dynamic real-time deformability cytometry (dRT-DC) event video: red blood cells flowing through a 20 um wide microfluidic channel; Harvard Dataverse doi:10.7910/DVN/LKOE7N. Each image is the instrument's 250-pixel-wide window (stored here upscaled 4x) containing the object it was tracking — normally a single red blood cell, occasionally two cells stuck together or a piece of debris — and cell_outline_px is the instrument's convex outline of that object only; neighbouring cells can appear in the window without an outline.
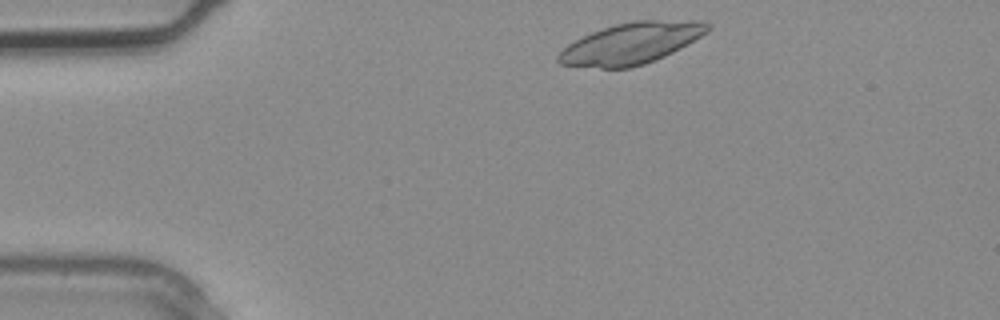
{"species": "common noctule bat (a hibernating species)", "species_latin": "Nyctalus noctula", "temperature_condition": "warm", "stored_images_in_passage": 2, "camera_frame_rate_fps": 3000, "um_per_image_px": 0.085, "animal": {"sex": "male", "body_mass_g": 20.4}, "frame": {"image": 1, "passage_image": 1, "time_ms": 0.0, "image_size_px": [1000, 320], "cell_outline_px": [[712, 28], [708, 32], [680, 48], [656, 60], [644, 64], [628, 68], [600, 68], [560, 64], [556, 60], [556, 56], [568, 44], [592, 32], [616, 24], [636, 20], [700, 20], [712, 24]], "centroid_in_image_um": [53.69, 3.68], "position_along_channel_um": 31.3, "area_um2": 35.84}}